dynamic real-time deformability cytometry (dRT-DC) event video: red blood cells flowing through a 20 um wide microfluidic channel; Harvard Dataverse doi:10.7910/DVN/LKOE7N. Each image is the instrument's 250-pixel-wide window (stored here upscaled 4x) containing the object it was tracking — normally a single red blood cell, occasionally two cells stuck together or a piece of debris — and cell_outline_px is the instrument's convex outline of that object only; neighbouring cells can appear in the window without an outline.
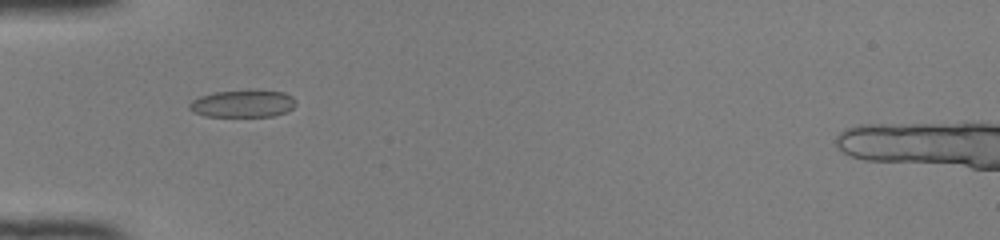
{"species": "common noctule bat (a hibernating species)", "species_latin": "Nyctalus noctula", "temperature_condition": "room temperature", "stored_images_in_passage": 34, "camera_frame_rate_fps": 3000, "um_per_image_px": 0.085, "animal": {"sex": "female", "body_mass_g": 22.0, "forearm_length_mm": 56.7}, "frame": {"image": 1, "passage_image": 1, "time_ms": 0.0, "image_size_px": [1000, 240], "cell_outline_px": [[296, 104], [292, 108], [284, 112], [272, 116], [204, 116], [192, 112], [188, 108], [188, 104], [192, 100], [200, 96], [216, 92], [248, 88], [284, 92], [292, 96], [296, 100]], "centroid_in_image_um": [20.63, 8.78], "position_along_channel_um": 64.4, "area_um2": 17.4}}
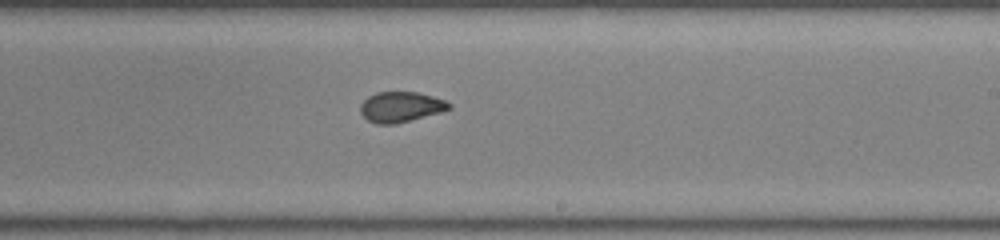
{"frame": {"image": 2, "passage_image": 15, "time_ms": 4.667, "image_size_px": [1000, 240], "cell_outline_px": [[452, 108], [440, 112], [396, 124], [376, 124], [368, 120], [360, 112], [360, 104], [368, 96], [376, 92], [416, 92], [432, 96], [444, 100], [452, 104]], "centroid_in_image_um": [34.05, 9.09], "position_along_channel_um": 254.9, "area_um2": 15.66}}
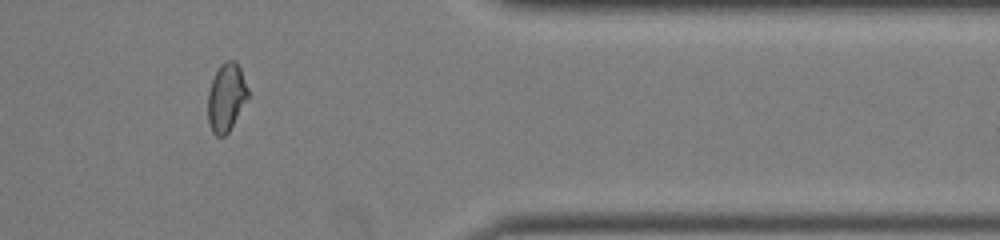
{"frame": {"image": 3, "passage_image": 26, "time_ms": 8.333, "image_size_px": [1000, 240], "cell_outline_px": [[248, 100], [228, 132], [224, 136], [216, 136], [212, 132], [208, 124], [208, 92], [212, 80], [220, 64], [228, 60], [236, 60], [240, 68], [248, 88]], "centroid_in_image_um": [19.24, 8.28], "position_along_channel_um": 392.2, "area_um2": 16.01}, "authors_computed_cell_mechanics": {"area_um2": 16.0395, "velocity_mm_per_s": 4.148, "shape_relaxation_time_tau1_ms": 5.7546, "shape_relaxation_time_tau2_ms": 0.7296, "deformation_change_tau1": 0.1956, "deformation_change_tau2": 0.0563}}